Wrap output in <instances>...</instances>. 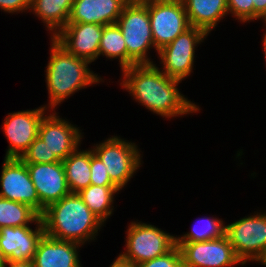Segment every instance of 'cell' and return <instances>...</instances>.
I'll list each match as a JSON object with an SVG mask.
<instances>
[{"label":"cell","instance_id":"44dd1931","mask_svg":"<svg viewBox=\"0 0 266 267\" xmlns=\"http://www.w3.org/2000/svg\"><path fill=\"white\" fill-rule=\"evenodd\" d=\"M121 190L117 186L89 185L77 194L88 208L104 223L114 214L116 195Z\"/></svg>","mask_w":266,"mask_h":267},{"label":"cell","instance_id":"7a4b0ae2","mask_svg":"<svg viewBox=\"0 0 266 267\" xmlns=\"http://www.w3.org/2000/svg\"><path fill=\"white\" fill-rule=\"evenodd\" d=\"M49 39L50 56L44 70L48 103L42 106L49 111H55L58 105L74 96L76 92L100 85L99 83H104L105 80L90 69L91 64L87 60L68 53L53 38Z\"/></svg>","mask_w":266,"mask_h":267},{"label":"cell","instance_id":"4fadbf2b","mask_svg":"<svg viewBox=\"0 0 266 267\" xmlns=\"http://www.w3.org/2000/svg\"><path fill=\"white\" fill-rule=\"evenodd\" d=\"M3 160L0 197L26 204L40 215V200L26 164L18 158Z\"/></svg>","mask_w":266,"mask_h":267},{"label":"cell","instance_id":"d590c367","mask_svg":"<svg viewBox=\"0 0 266 267\" xmlns=\"http://www.w3.org/2000/svg\"><path fill=\"white\" fill-rule=\"evenodd\" d=\"M260 264L263 266H266V257L264 258V260Z\"/></svg>","mask_w":266,"mask_h":267},{"label":"cell","instance_id":"e0dca14e","mask_svg":"<svg viewBox=\"0 0 266 267\" xmlns=\"http://www.w3.org/2000/svg\"><path fill=\"white\" fill-rule=\"evenodd\" d=\"M82 247L80 243L57 240L44 234L38 242L33 267H83L79 253Z\"/></svg>","mask_w":266,"mask_h":267},{"label":"cell","instance_id":"5bb4252c","mask_svg":"<svg viewBox=\"0 0 266 267\" xmlns=\"http://www.w3.org/2000/svg\"><path fill=\"white\" fill-rule=\"evenodd\" d=\"M40 200V216L51 204L70 193L62 161L25 163Z\"/></svg>","mask_w":266,"mask_h":267},{"label":"cell","instance_id":"836d02e7","mask_svg":"<svg viewBox=\"0 0 266 267\" xmlns=\"http://www.w3.org/2000/svg\"><path fill=\"white\" fill-rule=\"evenodd\" d=\"M263 39L261 40L262 41V49H263V55H264V61H265V66H266V30H265V32L263 33V37H262Z\"/></svg>","mask_w":266,"mask_h":267},{"label":"cell","instance_id":"f1b7e54d","mask_svg":"<svg viewBox=\"0 0 266 267\" xmlns=\"http://www.w3.org/2000/svg\"><path fill=\"white\" fill-rule=\"evenodd\" d=\"M135 267H183V258L178 246L163 256L135 265Z\"/></svg>","mask_w":266,"mask_h":267},{"label":"cell","instance_id":"603a6c76","mask_svg":"<svg viewBox=\"0 0 266 267\" xmlns=\"http://www.w3.org/2000/svg\"><path fill=\"white\" fill-rule=\"evenodd\" d=\"M188 232L183 235H176V243L205 242L218 239L225 235L226 222L215 216L200 217Z\"/></svg>","mask_w":266,"mask_h":267},{"label":"cell","instance_id":"9a60e30c","mask_svg":"<svg viewBox=\"0 0 266 267\" xmlns=\"http://www.w3.org/2000/svg\"><path fill=\"white\" fill-rule=\"evenodd\" d=\"M103 26L94 23H67L53 38L68 53L87 60L97 61Z\"/></svg>","mask_w":266,"mask_h":267},{"label":"cell","instance_id":"52a82bcc","mask_svg":"<svg viewBox=\"0 0 266 267\" xmlns=\"http://www.w3.org/2000/svg\"><path fill=\"white\" fill-rule=\"evenodd\" d=\"M258 211L226 224L225 234L244 265H260L266 257V210Z\"/></svg>","mask_w":266,"mask_h":267},{"label":"cell","instance_id":"f546056e","mask_svg":"<svg viewBox=\"0 0 266 267\" xmlns=\"http://www.w3.org/2000/svg\"><path fill=\"white\" fill-rule=\"evenodd\" d=\"M31 0H0V10L7 14L29 13Z\"/></svg>","mask_w":266,"mask_h":267},{"label":"cell","instance_id":"6da1fadb","mask_svg":"<svg viewBox=\"0 0 266 267\" xmlns=\"http://www.w3.org/2000/svg\"><path fill=\"white\" fill-rule=\"evenodd\" d=\"M121 88L148 111L165 119L197 114L201 107L181 93L182 82L168 77L155 64L132 65L121 70ZM194 102V103H193Z\"/></svg>","mask_w":266,"mask_h":267},{"label":"cell","instance_id":"d6a6232c","mask_svg":"<svg viewBox=\"0 0 266 267\" xmlns=\"http://www.w3.org/2000/svg\"><path fill=\"white\" fill-rule=\"evenodd\" d=\"M109 267H135V265L122 261L118 256L114 259Z\"/></svg>","mask_w":266,"mask_h":267},{"label":"cell","instance_id":"4316f807","mask_svg":"<svg viewBox=\"0 0 266 267\" xmlns=\"http://www.w3.org/2000/svg\"><path fill=\"white\" fill-rule=\"evenodd\" d=\"M228 14L240 23L254 22V5L252 0H227Z\"/></svg>","mask_w":266,"mask_h":267},{"label":"cell","instance_id":"5b68a950","mask_svg":"<svg viewBox=\"0 0 266 267\" xmlns=\"http://www.w3.org/2000/svg\"><path fill=\"white\" fill-rule=\"evenodd\" d=\"M125 232V248L118 257L133 265L163 256L176 246V235L137 219L129 223Z\"/></svg>","mask_w":266,"mask_h":267},{"label":"cell","instance_id":"1f68e13d","mask_svg":"<svg viewBox=\"0 0 266 267\" xmlns=\"http://www.w3.org/2000/svg\"><path fill=\"white\" fill-rule=\"evenodd\" d=\"M4 267H33L32 261H6Z\"/></svg>","mask_w":266,"mask_h":267},{"label":"cell","instance_id":"ffe728a7","mask_svg":"<svg viewBox=\"0 0 266 267\" xmlns=\"http://www.w3.org/2000/svg\"><path fill=\"white\" fill-rule=\"evenodd\" d=\"M74 0H31L29 13L34 14L50 38H54L68 23Z\"/></svg>","mask_w":266,"mask_h":267},{"label":"cell","instance_id":"8fae6325","mask_svg":"<svg viewBox=\"0 0 266 267\" xmlns=\"http://www.w3.org/2000/svg\"><path fill=\"white\" fill-rule=\"evenodd\" d=\"M179 247L183 267H234L245 266L237 257L226 234L205 242L176 243Z\"/></svg>","mask_w":266,"mask_h":267},{"label":"cell","instance_id":"83f0119b","mask_svg":"<svg viewBox=\"0 0 266 267\" xmlns=\"http://www.w3.org/2000/svg\"><path fill=\"white\" fill-rule=\"evenodd\" d=\"M90 171L91 185L99 186H116L110 179L107 170L104 167V163L101 159L93 152L90 147Z\"/></svg>","mask_w":266,"mask_h":267},{"label":"cell","instance_id":"30bf717a","mask_svg":"<svg viewBox=\"0 0 266 267\" xmlns=\"http://www.w3.org/2000/svg\"><path fill=\"white\" fill-rule=\"evenodd\" d=\"M49 112L42 105L35 109L14 111L8 113L1 128L9 145L4 158H18L28 150L32 142L38 137L39 125L43 117Z\"/></svg>","mask_w":266,"mask_h":267},{"label":"cell","instance_id":"7c38bea8","mask_svg":"<svg viewBox=\"0 0 266 267\" xmlns=\"http://www.w3.org/2000/svg\"><path fill=\"white\" fill-rule=\"evenodd\" d=\"M80 128L68 119L62 118L59 112L49 111L40 122L38 137L46 143L50 153L53 152L63 161L81 147L84 132Z\"/></svg>","mask_w":266,"mask_h":267},{"label":"cell","instance_id":"4dcf8cb0","mask_svg":"<svg viewBox=\"0 0 266 267\" xmlns=\"http://www.w3.org/2000/svg\"><path fill=\"white\" fill-rule=\"evenodd\" d=\"M254 5V21L261 20L266 26V0H252Z\"/></svg>","mask_w":266,"mask_h":267},{"label":"cell","instance_id":"d4e9b609","mask_svg":"<svg viewBox=\"0 0 266 267\" xmlns=\"http://www.w3.org/2000/svg\"><path fill=\"white\" fill-rule=\"evenodd\" d=\"M41 216L30 206L0 197V228L35 225Z\"/></svg>","mask_w":266,"mask_h":267},{"label":"cell","instance_id":"ba28073f","mask_svg":"<svg viewBox=\"0 0 266 267\" xmlns=\"http://www.w3.org/2000/svg\"><path fill=\"white\" fill-rule=\"evenodd\" d=\"M208 34L198 27H190L180 34L171 43L163 46L157 52L159 64L154 63L168 77L184 81L193 73L195 61V50L201 45Z\"/></svg>","mask_w":266,"mask_h":267},{"label":"cell","instance_id":"277c9868","mask_svg":"<svg viewBox=\"0 0 266 267\" xmlns=\"http://www.w3.org/2000/svg\"><path fill=\"white\" fill-rule=\"evenodd\" d=\"M116 24L127 47V67L154 64L149 51L154 49L157 54L158 50L152 37L148 0H130L124 6Z\"/></svg>","mask_w":266,"mask_h":267},{"label":"cell","instance_id":"cb8c5ba5","mask_svg":"<svg viewBox=\"0 0 266 267\" xmlns=\"http://www.w3.org/2000/svg\"><path fill=\"white\" fill-rule=\"evenodd\" d=\"M100 56L110 61L118 59L120 69L127 68V47L117 24L103 26L98 59Z\"/></svg>","mask_w":266,"mask_h":267},{"label":"cell","instance_id":"ac0fdd59","mask_svg":"<svg viewBox=\"0 0 266 267\" xmlns=\"http://www.w3.org/2000/svg\"><path fill=\"white\" fill-rule=\"evenodd\" d=\"M130 0H74L68 23L116 24Z\"/></svg>","mask_w":266,"mask_h":267},{"label":"cell","instance_id":"7402d4cb","mask_svg":"<svg viewBox=\"0 0 266 267\" xmlns=\"http://www.w3.org/2000/svg\"><path fill=\"white\" fill-rule=\"evenodd\" d=\"M79 148L62 161L70 193H78L91 184L90 147Z\"/></svg>","mask_w":266,"mask_h":267},{"label":"cell","instance_id":"d6986e66","mask_svg":"<svg viewBox=\"0 0 266 267\" xmlns=\"http://www.w3.org/2000/svg\"><path fill=\"white\" fill-rule=\"evenodd\" d=\"M191 27L203 29L208 35L228 17L227 0H182Z\"/></svg>","mask_w":266,"mask_h":267},{"label":"cell","instance_id":"484cf974","mask_svg":"<svg viewBox=\"0 0 266 267\" xmlns=\"http://www.w3.org/2000/svg\"><path fill=\"white\" fill-rule=\"evenodd\" d=\"M24 163H53L60 162L56 155L51 152L44 141L37 137L28 150L20 158Z\"/></svg>","mask_w":266,"mask_h":267},{"label":"cell","instance_id":"9c48e42d","mask_svg":"<svg viewBox=\"0 0 266 267\" xmlns=\"http://www.w3.org/2000/svg\"><path fill=\"white\" fill-rule=\"evenodd\" d=\"M148 13L157 50L191 27L182 0H148Z\"/></svg>","mask_w":266,"mask_h":267},{"label":"cell","instance_id":"2e32d148","mask_svg":"<svg viewBox=\"0 0 266 267\" xmlns=\"http://www.w3.org/2000/svg\"><path fill=\"white\" fill-rule=\"evenodd\" d=\"M45 234L42 219L35 224L0 228V251L6 261H32L39 240Z\"/></svg>","mask_w":266,"mask_h":267},{"label":"cell","instance_id":"e575fe53","mask_svg":"<svg viewBox=\"0 0 266 267\" xmlns=\"http://www.w3.org/2000/svg\"><path fill=\"white\" fill-rule=\"evenodd\" d=\"M6 259L3 257L1 251H0V267L5 266Z\"/></svg>","mask_w":266,"mask_h":267},{"label":"cell","instance_id":"8992f818","mask_svg":"<svg viewBox=\"0 0 266 267\" xmlns=\"http://www.w3.org/2000/svg\"><path fill=\"white\" fill-rule=\"evenodd\" d=\"M91 149L104 163L111 181L120 190L125 189L144 163L138 144L117 134L95 143Z\"/></svg>","mask_w":266,"mask_h":267},{"label":"cell","instance_id":"3957f363","mask_svg":"<svg viewBox=\"0 0 266 267\" xmlns=\"http://www.w3.org/2000/svg\"><path fill=\"white\" fill-rule=\"evenodd\" d=\"M41 219L45 235L57 240L77 242L83 246L96 241L105 226L77 193H69L49 205Z\"/></svg>","mask_w":266,"mask_h":267}]
</instances>
